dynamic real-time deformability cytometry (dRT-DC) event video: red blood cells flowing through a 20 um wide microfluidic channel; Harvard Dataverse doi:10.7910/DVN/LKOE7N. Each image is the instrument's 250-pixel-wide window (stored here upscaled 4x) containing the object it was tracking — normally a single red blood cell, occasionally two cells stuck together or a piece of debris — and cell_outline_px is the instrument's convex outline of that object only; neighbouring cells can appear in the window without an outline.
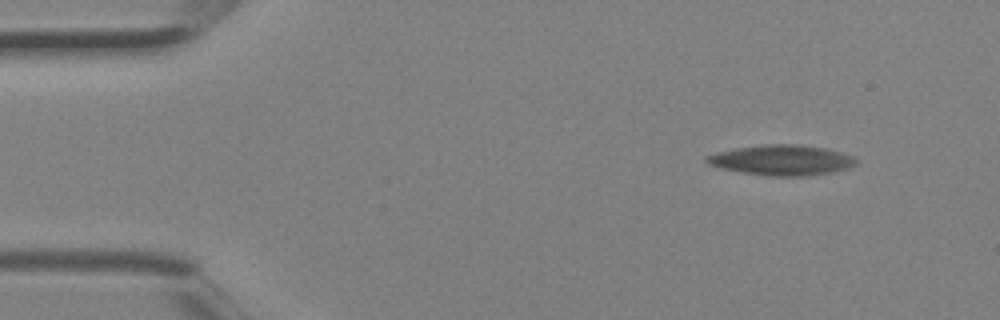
{"species": "Egyptian fruit bat (a non-hibernating species)", "species_latin": "Rousettus aegyptiacus", "temperature_condition": "room temperature", "stored_images_in_passage": 3, "camera_frame_rate_fps": 3000, "um_per_image_px": 0.085, "animal": {"sex": "female"}, "frame": {"image": 1, "passage_image": 3, "time_ms": 0.667, "image_size_px": [1000, 320], "cell_outline_px": [[856, 164], [848, 168], [832, 172], [808, 176], [768, 176], [720, 168], [708, 164], [704, 160], [704, 156], [716, 152], [736, 148], [764, 144], [800, 144], [828, 148], [852, 156], [856, 160]], "centroid_in_image_um": [66.43, 13.6], "position_along_channel_um": 18.6, "area_um2": 26.53}}